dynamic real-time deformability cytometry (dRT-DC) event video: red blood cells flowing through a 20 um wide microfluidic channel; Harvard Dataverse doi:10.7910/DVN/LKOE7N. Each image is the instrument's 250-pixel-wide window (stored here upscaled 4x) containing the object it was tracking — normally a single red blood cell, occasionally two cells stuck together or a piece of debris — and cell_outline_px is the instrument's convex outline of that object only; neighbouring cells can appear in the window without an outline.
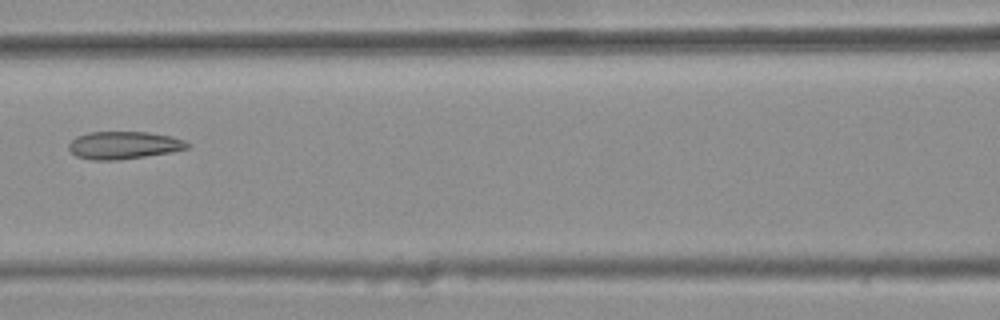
{"species": "common noctule bat (a hibernating species)", "species_latin": "Nyctalus noctula", "temperature_condition": "warm", "stored_images_in_passage": 4, "camera_frame_rate_fps": 3000, "um_per_image_px": 0.085, "animal": {"sex": "female", "body_mass_g": 25.1}, "frame": {"image": 1, "passage_image": 3, "time_ms": 0.667, "image_size_px": [1000, 320], "cell_outline_px": [[192, 144], [188, 148], [172, 152], [116, 160], [92, 160], [76, 156], [68, 148], [68, 144], [76, 136], [88, 132], [148, 132], [172, 136], [184, 140]], "centroid_in_image_um": [10.53, 12.33], "position_along_channel_um": 156.1, "area_um2": 19.13}}
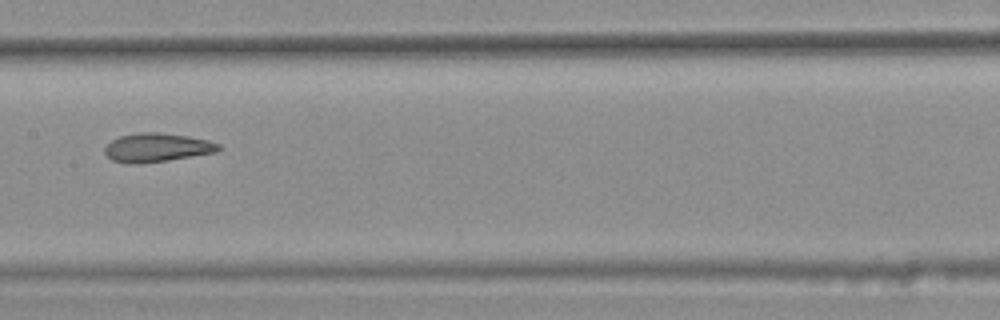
{"frame": {"image": 2, "passage_image": 4, "time_ms": 1.0, "image_size_px": [1000, 320], "cell_outline_px": [[224, 148], [216, 152], [168, 160], [140, 164], [128, 164], [112, 160], [104, 152], [104, 148], [112, 140], [120, 136], [140, 132], [156, 132], [188, 136], [208, 140], [220, 144]], "centroid_in_image_um": [13.35, 12.55], "position_along_channel_um": 194.0, "area_um2": 19.13}}